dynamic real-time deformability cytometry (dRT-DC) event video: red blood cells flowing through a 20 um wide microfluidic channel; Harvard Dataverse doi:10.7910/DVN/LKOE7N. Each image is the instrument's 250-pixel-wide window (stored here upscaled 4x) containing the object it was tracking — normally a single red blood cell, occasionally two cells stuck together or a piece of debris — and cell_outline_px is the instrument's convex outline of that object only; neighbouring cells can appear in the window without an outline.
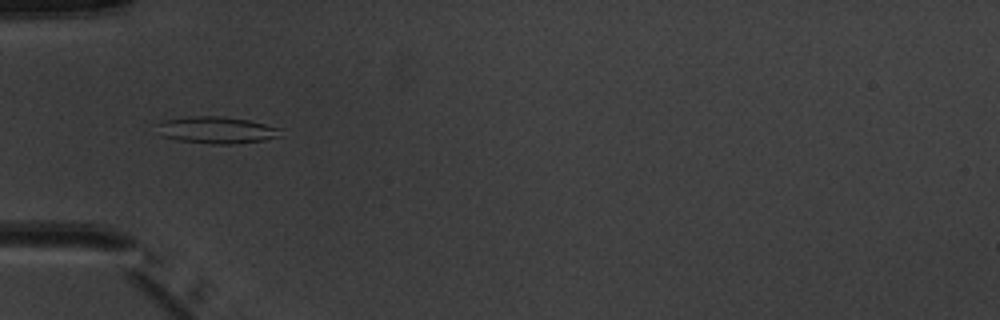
{"species": "common noctule bat (a hibernating species)", "species_latin": "Nyctalus noctula", "temperature_condition": "warm", "stored_images_in_passage": 7, "camera_frame_rate_fps": 3000, "um_per_image_px": 0.085, "animal": {"sex": "male", "body_mass_g": 20.1, "forearm_length_mm": 53.5}, "frame": {"image": 1, "passage_image": 5, "time_ms": 4.667, "image_size_px": [1000, 320], "cell_outline_px": [[280, 136], [264, 140], [232, 144], [212, 144], [176, 140], [160, 136], [160, 124], [164, 120], [188, 116], [224, 116], [248, 120], [280, 128]], "centroid_in_image_um": [18.41, 11.05], "position_along_channel_um": 66.6, "area_um2": 19.19}}
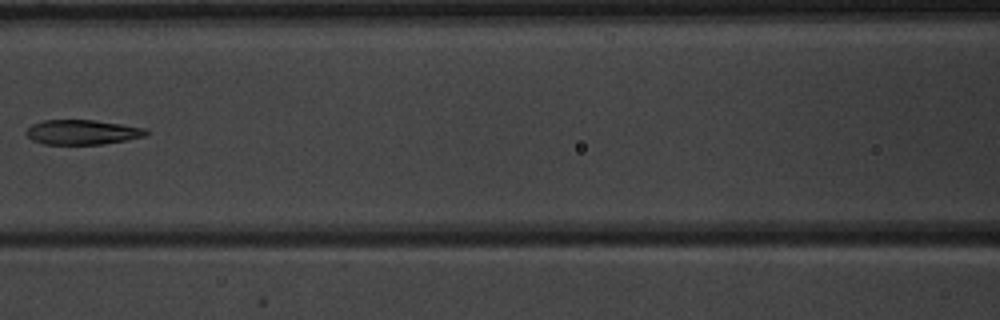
{"frame": {"image": 2, "passage_image": 7, "time_ms": 7.0, "image_size_px": [1000, 320], "cell_outline_px": [[148, 132], [144, 136], [128, 140], [104, 144], [44, 144], [32, 140], [24, 132], [32, 124], [44, 120], [92, 120], [148, 128]], "centroid_in_image_um": [7.0, 11.24], "position_along_channel_um": 159.6, "area_um2": 17.28}}